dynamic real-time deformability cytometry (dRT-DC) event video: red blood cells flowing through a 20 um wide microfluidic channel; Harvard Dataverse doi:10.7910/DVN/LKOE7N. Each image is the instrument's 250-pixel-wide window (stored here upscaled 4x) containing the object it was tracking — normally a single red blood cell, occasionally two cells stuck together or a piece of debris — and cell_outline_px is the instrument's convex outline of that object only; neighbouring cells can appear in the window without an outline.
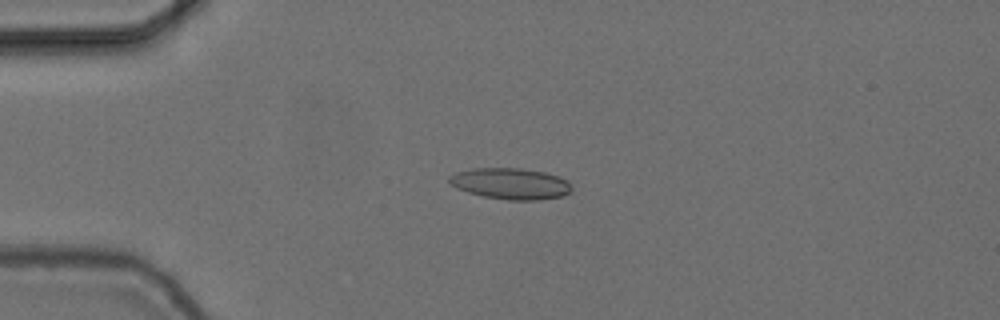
{"species": "common noctule bat (a hibernating species)", "species_latin": "Nyctalus noctula", "temperature_condition": "cold", "stored_images_in_passage": 33, "camera_frame_rate_fps": 3000, "um_per_image_px": 0.085, "animal": {"sex": "female", "body_mass_g": 24.6, "forearm_length_mm": 56.2}, "frame": {"image": 1, "passage_image": 1, "time_ms": 0.0, "image_size_px": [1000, 320], "cell_outline_px": [[572, 188], [568, 192], [560, 196], [536, 200], [508, 200], [484, 196], [468, 192], [456, 188], [448, 180], [448, 176], [456, 172], [472, 168], [520, 168], [544, 172], [568, 180], [572, 184]], "centroid_in_image_um": [43.38, 15.6], "position_along_channel_um": 41.6, "area_um2": 22.14}}
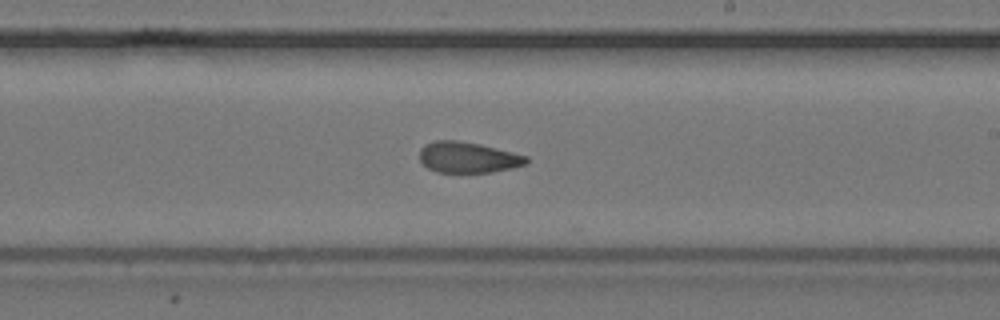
{"frame": {"image": 2, "passage_image": 20, "time_ms": 6.333, "image_size_px": [1000, 320], "cell_outline_px": [[528, 164], [512, 168], [492, 172], [436, 172], [428, 168], [420, 160], [420, 148], [424, 144], [436, 140], [460, 140], [480, 144], [528, 156]], "centroid_in_image_um": [39.78, 13.37], "position_along_channel_um": 249.2, "area_um2": 19.31}}
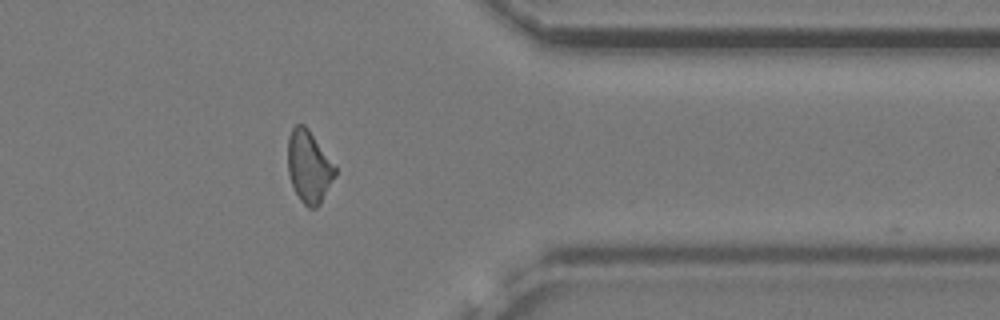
{"frame": {"image": 3, "passage_image": 32, "time_ms": 10.333, "image_size_px": [1000, 320], "cell_outline_px": [[336, 176], [320, 204], [316, 208], [308, 208], [300, 200], [292, 184], [288, 172], [288, 136], [292, 128], [296, 124], [304, 124], [308, 128], [336, 168]], "centroid_in_image_um": [26.25, 14.18], "position_along_channel_um": 385.1, "area_um2": 19.77}}